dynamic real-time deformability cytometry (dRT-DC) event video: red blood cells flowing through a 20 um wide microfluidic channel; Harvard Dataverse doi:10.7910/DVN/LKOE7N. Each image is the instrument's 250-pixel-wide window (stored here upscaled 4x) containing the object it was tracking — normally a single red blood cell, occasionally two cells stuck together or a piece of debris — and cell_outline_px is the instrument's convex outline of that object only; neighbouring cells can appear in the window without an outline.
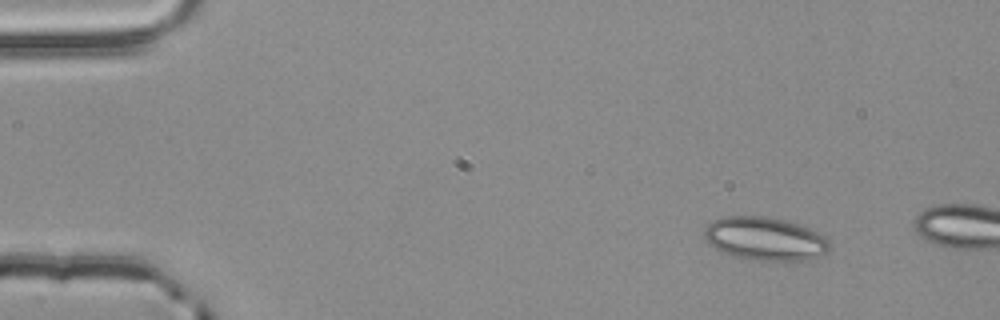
{"species": "common noctule bat (a hibernating species)", "species_latin": "Nyctalus noctula", "temperature_condition": "room temperature", "stored_images_in_passage": 3, "camera_frame_rate_fps": 3000, "um_per_image_px": 0.085, "animal": {"sex": "male", "body_mass_g": 20.4}, "frame": {"image": 1, "passage_image": 1, "time_ms": 0.0, "image_size_px": [1000, 320], "cell_outline_px": [[828, 252], [820, 256], [808, 260], [760, 260], [736, 256], [724, 252], [708, 244], [704, 236], [704, 228], [712, 220], [724, 216], [764, 216], [784, 220], [808, 228], [824, 236], [828, 240]], "centroid_in_image_um": [65.0, 20.28], "position_along_channel_um": 20.0, "area_um2": 31.27}}